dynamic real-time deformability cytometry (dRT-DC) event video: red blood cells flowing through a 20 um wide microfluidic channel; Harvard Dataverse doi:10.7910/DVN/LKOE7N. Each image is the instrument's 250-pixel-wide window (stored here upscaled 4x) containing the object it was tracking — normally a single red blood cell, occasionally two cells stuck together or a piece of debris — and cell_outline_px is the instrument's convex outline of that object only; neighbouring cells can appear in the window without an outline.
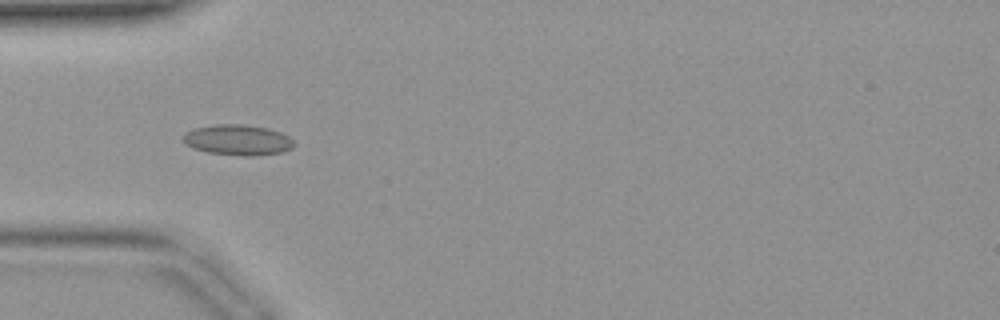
{"species": "common noctule bat (a hibernating species)", "species_latin": "Nyctalus noctula", "temperature_condition": "warm", "stored_images_in_passage": 34, "camera_frame_rate_fps": 3000, "um_per_image_px": 0.085, "animal": {"sex": "female", "body_mass_g": 19.9}, "frame": {"image": 1, "passage_image": 10, "time_ms": 3.0, "image_size_px": [1000, 320], "cell_outline_px": [[296, 144], [292, 148], [280, 152], [256, 156], [244, 156], [208, 152], [192, 148], [184, 144], [180, 140], [184, 132], [196, 128], [216, 124], [240, 124], [268, 128], [280, 132], [288, 136]], "centroid_in_image_um": [20.17, 11.9], "position_along_channel_um": 64.8, "area_um2": 19.88}}
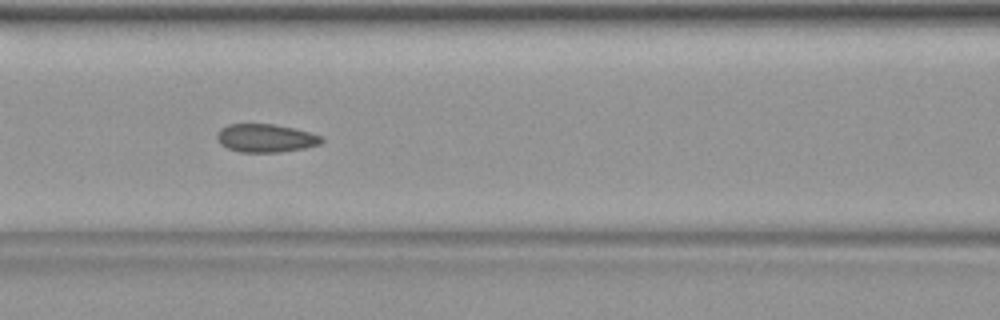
{"frame": {"image": 2, "passage_image": 15, "time_ms": 4.667, "image_size_px": [1000, 320], "cell_outline_px": [[324, 140], [320, 144], [304, 148], [280, 152], [240, 152], [228, 148], [220, 144], [216, 140], [216, 132], [220, 128], [228, 124], [272, 124], [292, 128], [324, 136]], "centroid_in_image_um": [22.55, 11.74], "position_along_channel_um": 144.0, "area_um2": 17.28}}